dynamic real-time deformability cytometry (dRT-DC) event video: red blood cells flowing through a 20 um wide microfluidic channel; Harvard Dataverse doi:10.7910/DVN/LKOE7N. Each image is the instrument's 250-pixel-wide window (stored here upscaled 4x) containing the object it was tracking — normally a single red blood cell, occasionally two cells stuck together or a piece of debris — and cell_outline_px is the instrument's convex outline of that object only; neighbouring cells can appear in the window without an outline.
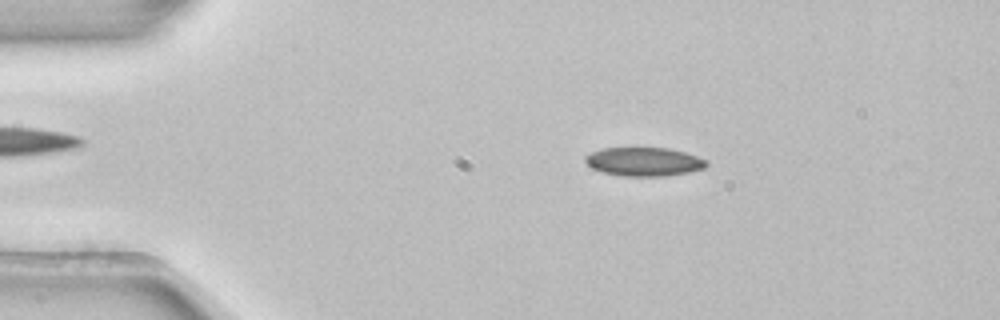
{"species": "common noctule bat (a hibernating species)", "species_latin": "Nyctalus noctula", "temperature_condition": "room temperature", "stored_images_in_passage": 53, "camera_frame_rate_fps": 3000, "um_per_image_px": 0.085, "animal": {"sex": "female", "body_mass_g": 22.7, "forearm_length_mm": 54.2}, "frame": {"image": 1, "passage_image": 10, "time_ms": 3.0, "image_size_px": [1000, 320], "cell_outline_px": [[708, 164], [704, 168], [688, 172], [664, 176], [624, 176], [604, 172], [592, 168], [584, 160], [584, 156], [600, 148], [668, 148], [684, 152], [708, 160]], "centroid_in_image_um": [54.73, 13.74], "position_along_channel_um": 30.3, "area_um2": 20.17}}
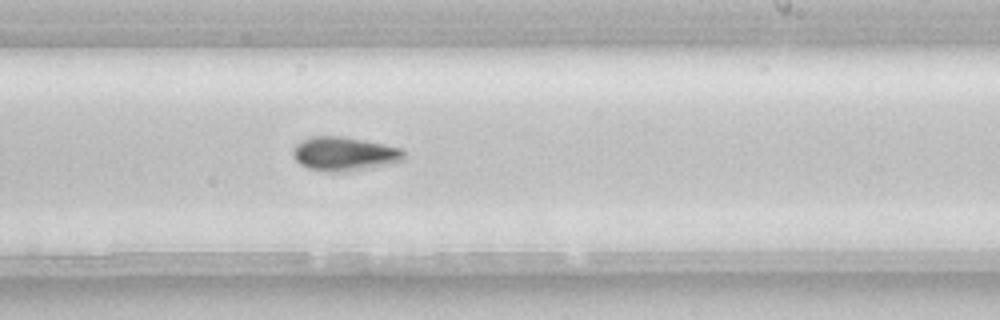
{"frame": {"image": 2, "passage_image": 32, "time_ms": 10.333, "image_size_px": [1000, 320], "cell_outline_px": [[404, 160], [392, 164], [344, 172], [328, 172], [308, 168], [300, 164], [292, 156], [292, 148], [296, 144], [312, 136], [340, 136], [364, 140], [400, 148], [404, 152]], "centroid_in_image_um": [29.25, 13.09], "position_along_channel_um": 259.8, "area_um2": 21.96}}
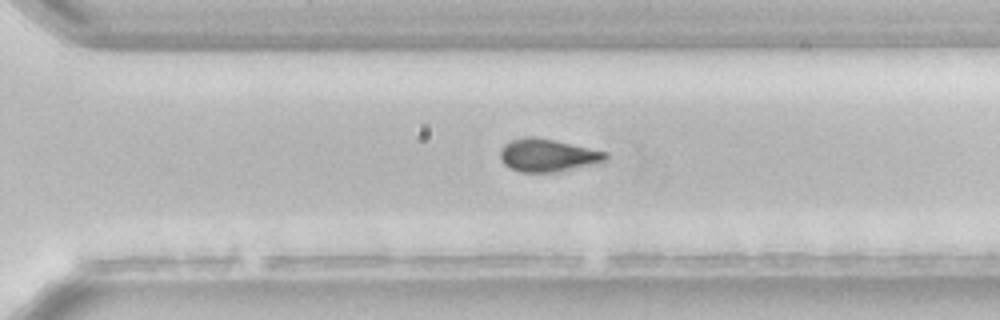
{"frame": {"image": 3, "passage_image": 37, "time_ms": 12.0, "image_size_px": [1000, 320], "cell_outline_px": [[608, 160], [552, 172], [520, 172], [504, 164], [500, 156], [500, 148], [504, 144], [512, 140], [524, 136], [532, 136], [552, 140], [608, 152]], "centroid_in_image_um": [46.51, 13.18], "position_along_channel_um": 324.1, "area_um2": 19.71}, "authors_computed_cell_mechanics": {"area_um2": 20.4612, "velocity_mm_per_s": 3.877, "shape_relaxation_time_tau1_ms": 3.4159, "shape_relaxation_time_tau2_ms": null, "deformation_change_tau1": 0.1016, "deformation_change_tau2": null}}